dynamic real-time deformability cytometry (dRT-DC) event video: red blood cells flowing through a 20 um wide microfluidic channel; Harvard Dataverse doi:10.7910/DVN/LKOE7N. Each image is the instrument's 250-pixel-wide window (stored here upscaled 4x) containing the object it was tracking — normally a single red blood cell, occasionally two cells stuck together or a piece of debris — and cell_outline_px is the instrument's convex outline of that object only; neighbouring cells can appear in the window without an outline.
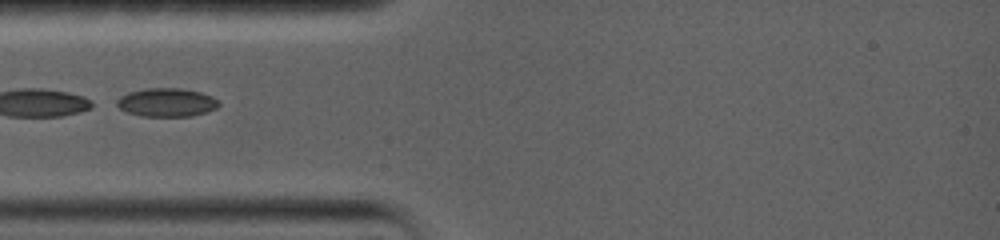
{"species": "common noctule bat (a hibernating species)", "species_latin": "Nyctalus noctula", "temperature_condition": "warm", "stored_images_in_passage": 66, "camera_frame_rate_fps": 5000, "um_per_image_px": 0.085, "animal": {"sex": "female", "body_mass_g": 19.0, "forearm_length_mm": 56.7}, "frame": {"image": 1, "passage_image": 1, "time_ms": 0.0, "image_size_px": [1000, 240], "cell_outline_px": [[220, 104], [216, 108], [192, 116], [140, 116], [128, 112], [120, 108], [116, 104], [116, 100], [120, 96], [128, 92], [148, 88], [180, 88], [200, 92], [212, 96]], "centroid_in_image_um": [14.14, 8.7], "position_along_channel_um": 70.9, "area_um2": 16.82}}